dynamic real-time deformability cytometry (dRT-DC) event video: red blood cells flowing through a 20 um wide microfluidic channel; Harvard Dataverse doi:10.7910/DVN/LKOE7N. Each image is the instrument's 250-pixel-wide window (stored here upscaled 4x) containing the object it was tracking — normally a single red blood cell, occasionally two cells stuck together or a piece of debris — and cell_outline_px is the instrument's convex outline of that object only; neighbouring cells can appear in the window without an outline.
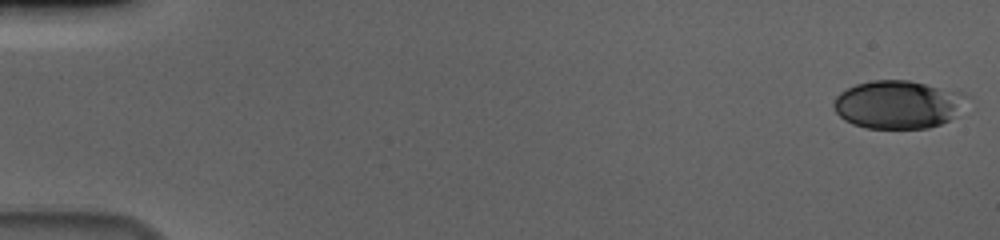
{"species": "human", "species_latin": "Homo sapiens", "temperature_condition": "cold", "stored_images_in_passage": 57, "camera_frame_rate_fps": 3000, "um_per_image_px": 0.085, "donor": {"sex": "male"}, "frame": {"image": 1, "passage_image": 1, "time_ms": 0.0, "image_size_px": [1000, 240], "cell_outline_px": [[972, 96], [948, 120], [940, 124], [928, 128], [868, 128], [852, 124], [844, 120], [836, 112], [832, 104], [836, 96], [840, 92], [856, 84], [872, 80], [908, 80], [960, 92]], "centroid_in_image_um": [76.3, 8.88], "position_along_channel_um": 8.7, "area_um2": 37.11}}
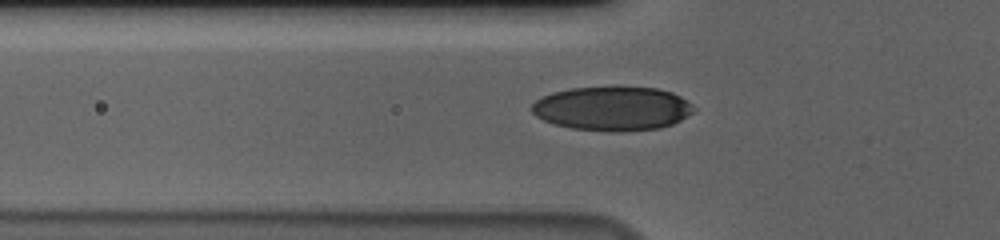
{"frame": {"image": 2, "passage_image": 20, "time_ms": 6.333, "image_size_px": [1000, 240], "cell_outline_px": [[696, 108], [688, 116], [672, 124], [660, 128], [620, 132], [612, 132], [572, 128], [552, 124], [536, 116], [528, 108], [536, 100], [552, 92], [572, 88], [656, 88], [672, 92], [680, 96], [692, 104]], "centroid_in_image_um": [52.04, 9.24], "position_along_channel_um": 73.8, "area_um2": 41.5}}
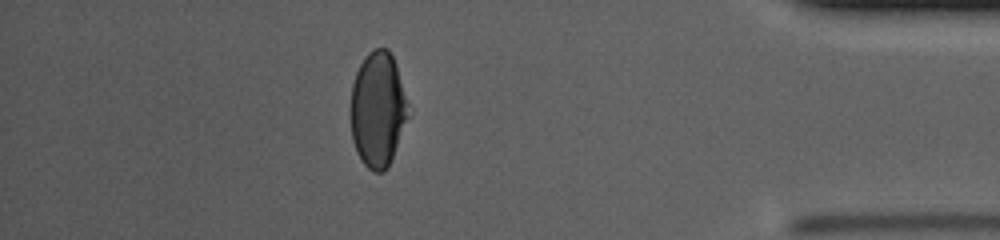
{"frame": {"image": 3, "passage_image": 50, "time_ms": 16.333, "image_size_px": [1000, 240], "cell_outline_px": [[412, 112], [392, 156], [384, 172], [372, 172], [360, 160], [356, 152], [352, 140], [348, 112], [352, 84], [356, 72], [364, 56], [372, 48], [388, 48], [396, 64]], "centroid_in_image_um": [32.1, 9.29], "position_along_channel_um": 403.1, "area_um2": 39.77}, "authors_computed_cell_mechanics": {"area_um2": 39.7086, "velocity_mm_per_s": 3.6671, "shape_relaxation_time_tau1_ms": 6.7533, "shape_relaxation_time_tau2_ms": 1.4302, "deformation_change_tau1": 0.1706, "deformation_change_tau2": 0.047}}